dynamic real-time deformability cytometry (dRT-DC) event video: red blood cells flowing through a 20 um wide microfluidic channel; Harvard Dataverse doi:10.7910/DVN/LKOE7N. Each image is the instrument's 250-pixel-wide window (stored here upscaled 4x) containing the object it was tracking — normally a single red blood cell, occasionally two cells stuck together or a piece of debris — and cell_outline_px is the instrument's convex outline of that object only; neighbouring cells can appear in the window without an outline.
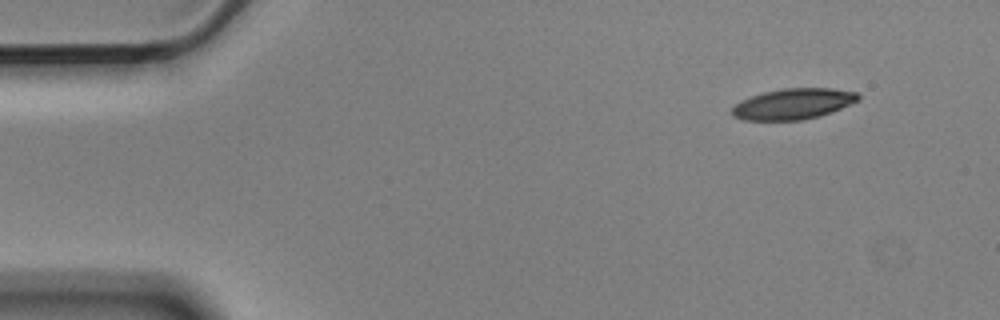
{"species": "Egyptian fruit bat (a non-hibernating species)", "species_latin": "Rousettus aegyptiacus", "temperature_condition": "cold", "stored_images_in_passage": 5, "segment_of_instrument_passage": [1, 2], "camera_frame_rate_fps": 3000, "um_per_image_px": 0.085, "animal": {"sex": "male"}, "frame": {"image": 1, "passage_image": 1, "time_ms": 0.0, "image_size_px": [1000, 320], "cell_outline_px": [[860, 100], [832, 112], [820, 116], [804, 120], [744, 120], [732, 116], [732, 108], [740, 100], [764, 92], [784, 88], [832, 88], [856, 92], [860, 96]], "centroid_in_image_um": [67.44, 8.83], "position_along_channel_um": 17.6, "area_um2": 22.72}}